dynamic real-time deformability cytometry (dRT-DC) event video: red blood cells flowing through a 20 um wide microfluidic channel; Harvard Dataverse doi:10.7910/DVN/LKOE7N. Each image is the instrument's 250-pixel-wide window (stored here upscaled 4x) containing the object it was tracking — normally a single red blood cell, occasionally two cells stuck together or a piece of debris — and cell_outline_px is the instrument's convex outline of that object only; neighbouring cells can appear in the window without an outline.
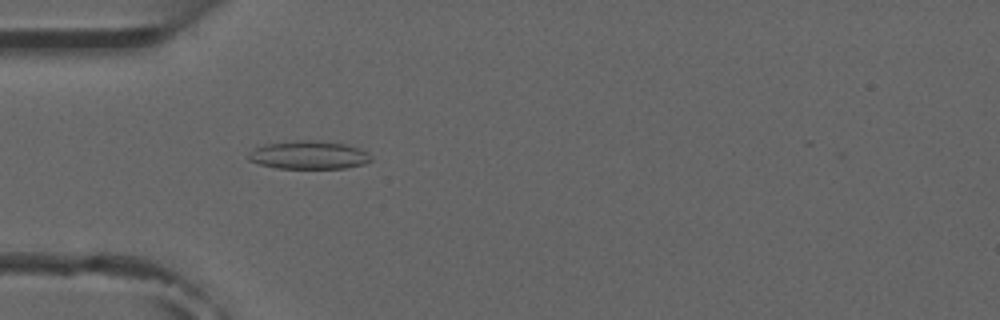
{"species": "common noctule bat (a hibernating species)", "species_latin": "Nyctalus noctula", "temperature_condition": "room temperature", "stored_images_in_passage": 4, "camera_frame_rate_fps": 3000, "um_per_image_px": 0.085, "animal": {"sex": "male", "forearm_length_mm": 52.5}, "frame": {"image": 1, "passage_image": 4, "time_ms": 3.667, "image_size_px": [1000, 320], "cell_outline_px": [[372, 160], [364, 164], [344, 168], [276, 168], [260, 164], [248, 160], [248, 152], [264, 144], [296, 140], [312, 140], [344, 144], [368, 152], [372, 156]], "centroid_in_image_um": [26.23, 13.18], "position_along_channel_um": 58.8, "area_um2": 20.06}}